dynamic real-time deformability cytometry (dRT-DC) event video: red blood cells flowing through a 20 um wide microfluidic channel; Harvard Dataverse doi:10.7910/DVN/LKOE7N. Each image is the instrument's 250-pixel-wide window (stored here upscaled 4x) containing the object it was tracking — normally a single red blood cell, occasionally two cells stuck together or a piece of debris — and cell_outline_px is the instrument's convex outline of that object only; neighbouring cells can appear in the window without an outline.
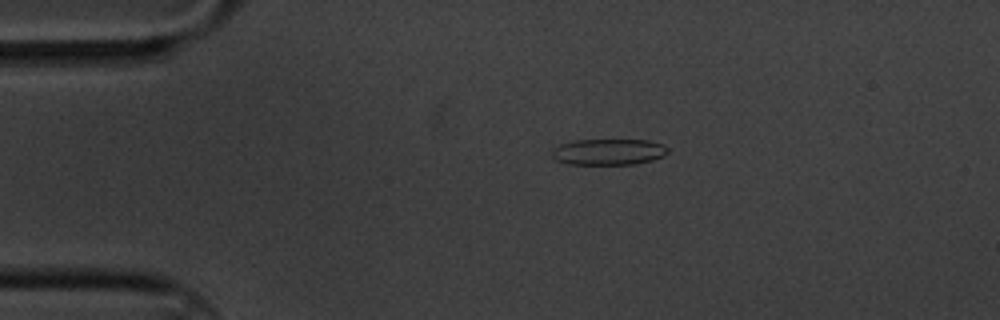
{"species": "common noctule bat (a hibernating species)", "species_latin": "Nyctalus noctula", "temperature_condition": "cold", "stored_images_in_passage": 10, "camera_frame_rate_fps": 3000, "um_per_image_px": 0.085, "animal": {"sex": "male", "body_mass_g": 20.1, "forearm_length_mm": 53.5}, "frame": {"image": 1, "passage_image": 4, "time_ms": 1.0, "image_size_px": [1000, 320], "cell_outline_px": [[668, 152], [664, 156], [652, 160], [636, 164], [568, 164], [556, 160], [552, 156], [552, 148], [560, 144], [576, 140], [648, 140], [664, 144], [668, 148]], "centroid_in_image_um": [51.74, 12.91], "position_along_channel_um": 33.3, "area_um2": 17.74}}
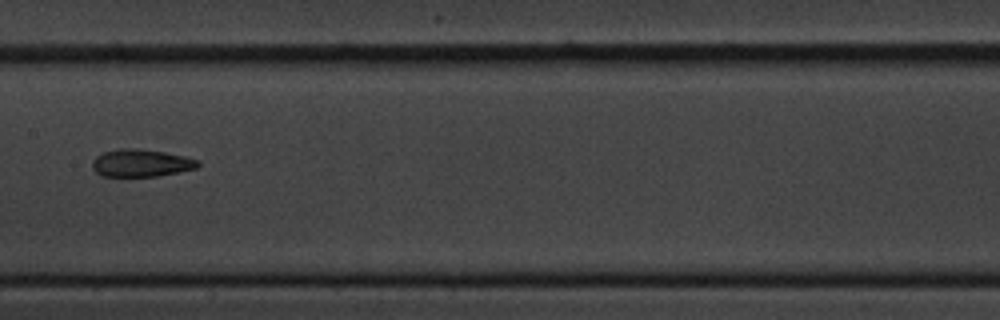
{"frame": {"image": 2, "passage_image": 9, "time_ms": 2.667, "image_size_px": [1000, 320], "cell_outline_px": [[200, 164], [196, 168], [180, 172], [156, 176], [100, 176], [92, 168], [92, 160], [96, 156], [104, 152], [120, 148], [136, 148], [164, 152], [184, 156], [200, 160]], "centroid_in_image_um": [11.99, 13.86], "position_along_channel_um": 195.4, "area_um2": 16.99}}
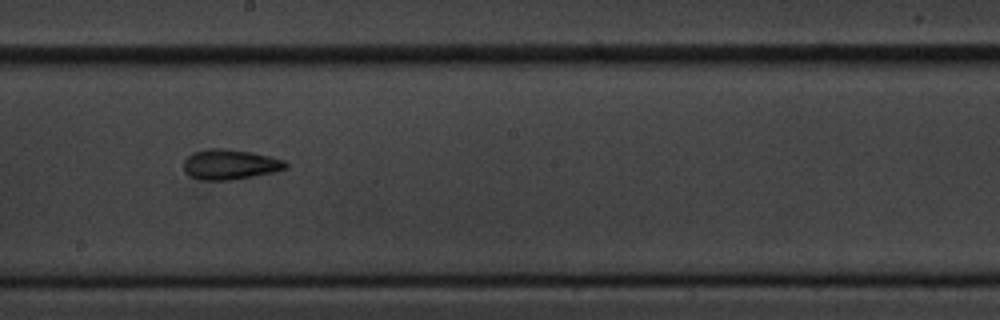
{"frame": {"image": 3, "passage_image": 10, "time_ms": 3.0, "image_size_px": [1000, 320], "cell_outline_px": [[288, 168], [276, 172], [228, 180], [204, 180], [192, 176], [184, 172], [184, 160], [192, 152], [208, 148], [220, 148], [252, 152], [284, 160], [288, 164]], "centroid_in_image_um": [19.56, 13.97], "position_along_channel_um": 228.6, "area_um2": 17.86}}